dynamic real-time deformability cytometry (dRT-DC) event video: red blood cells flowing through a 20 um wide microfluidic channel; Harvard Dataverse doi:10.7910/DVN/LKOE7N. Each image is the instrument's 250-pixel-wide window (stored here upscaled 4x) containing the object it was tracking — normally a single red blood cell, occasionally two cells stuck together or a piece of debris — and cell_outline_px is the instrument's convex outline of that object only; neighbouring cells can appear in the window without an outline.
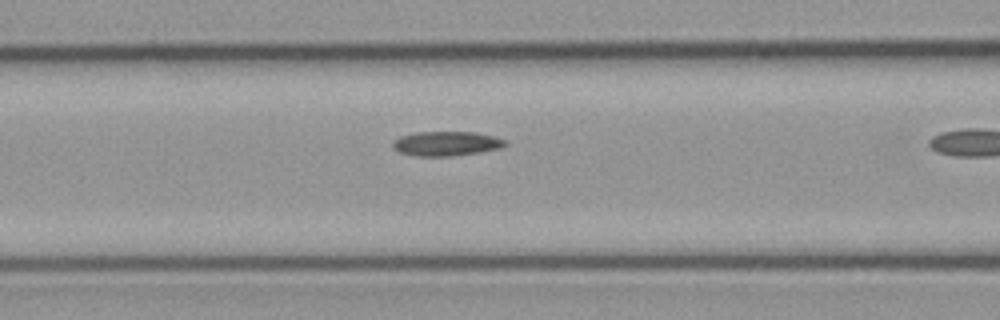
{"species": "common noctule bat (a hibernating species)", "species_latin": "Nyctalus noctula", "temperature_condition": "cold", "stored_images_in_passage": 10, "camera_frame_rate_fps": 3000, "um_per_image_px": 0.085, "animal": {"sex": "male", "body_mass_g": 23.1, "forearm_length_mm": 52.7}, "frame": {"image": 1, "passage_image": 9, "time_ms": 2.667, "image_size_px": [1000, 320], "cell_outline_px": [[508, 144], [500, 148], [480, 152], [452, 156], [416, 156], [400, 152], [392, 148], [392, 140], [400, 136], [416, 132], [476, 132], [508, 140]], "centroid_in_image_um": [37.93, 12.2], "position_along_channel_um": 128.7, "area_um2": 16.18}}